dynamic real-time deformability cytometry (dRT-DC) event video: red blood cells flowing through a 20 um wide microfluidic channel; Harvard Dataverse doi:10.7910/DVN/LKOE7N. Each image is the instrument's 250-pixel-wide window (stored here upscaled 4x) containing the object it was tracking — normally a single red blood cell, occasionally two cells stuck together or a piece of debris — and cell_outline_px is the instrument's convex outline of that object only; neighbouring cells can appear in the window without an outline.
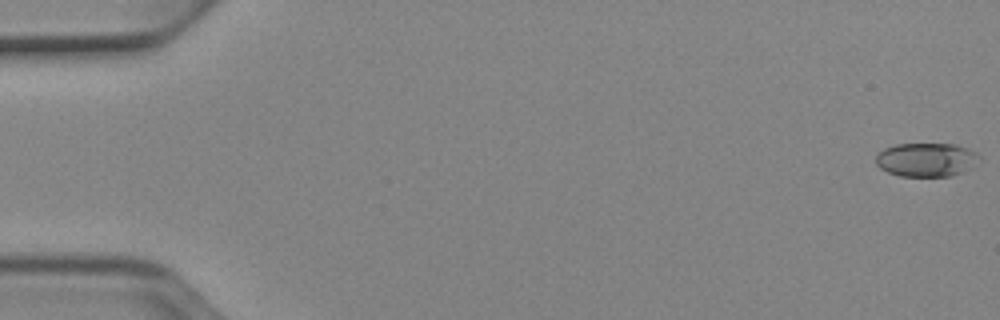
{"species": "Egyptian fruit bat (a non-hibernating species)", "species_latin": "Rousettus aegyptiacus", "temperature_condition": "cold", "stored_images_in_passage": 52, "camera_frame_rate_fps": 3000, "um_per_image_px": 0.085, "animal": {"sex": "female"}, "frame": {"image": 1, "passage_image": 1, "time_ms": 0.0, "image_size_px": [1000, 320], "cell_outline_px": [[980, 156], [972, 168], [952, 176], [900, 176], [888, 172], [880, 168], [876, 164], [876, 156], [884, 148], [896, 144], [956, 144], [968, 148], [976, 152]], "centroid_in_image_um": [78.75, 13.57], "position_along_channel_um": 6.3, "area_um2": 20.4}}
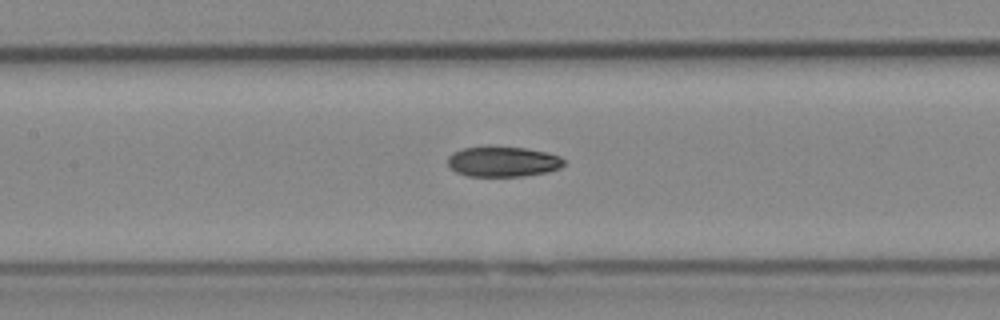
{"frame": {"image": 2, "passage_image": 25, "time_ms": 8.0, "image_size_px": [1000, 320], "cell_outline_px": [[564, 164], [560, 168], [548, 172], [524, 176], [468, 176], [456, 172], [448, 164], [448, 156], [452, 152], [464, 148], [524, 148], [548, 152], [560, 156], [564, 160]], "centroid_in_image_um": [42.78, 13.76], "position_along_channel_um": 164.6, "area_um2": 20.17}}
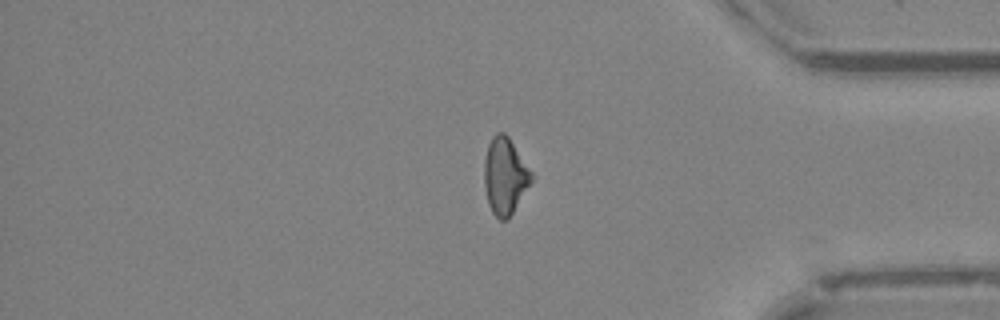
{"frame": {"image": 3, "passage_image": 44, "time_ms": 14.333, "image_size_px": [1000, 320], "cell_outline_px": [[532, 180], [512, 212], [504, 220], [500, 220], [492, 212], [488, 204], [484, 184], [484, 160], [488, 144], [492, 136], [496, 132], [504, 132], [508, 136], [532, 172]], "centroid_in_image_um": [42.89, 14.92], "position_along_channel_um": 392.3, "area_um2": 20.75}, "authors_computed_cell_mechanics": {"area_um2": 20.8658, "velocity_mm_per_s": 3.9099, "shape_relaxation_time_tau1_ms": 6.955, "shape_relaxation_time_tau2_ms": 5.584, "deformation_change_tau1": 0.1571, "deformation_change_tau2": 0.1152}}